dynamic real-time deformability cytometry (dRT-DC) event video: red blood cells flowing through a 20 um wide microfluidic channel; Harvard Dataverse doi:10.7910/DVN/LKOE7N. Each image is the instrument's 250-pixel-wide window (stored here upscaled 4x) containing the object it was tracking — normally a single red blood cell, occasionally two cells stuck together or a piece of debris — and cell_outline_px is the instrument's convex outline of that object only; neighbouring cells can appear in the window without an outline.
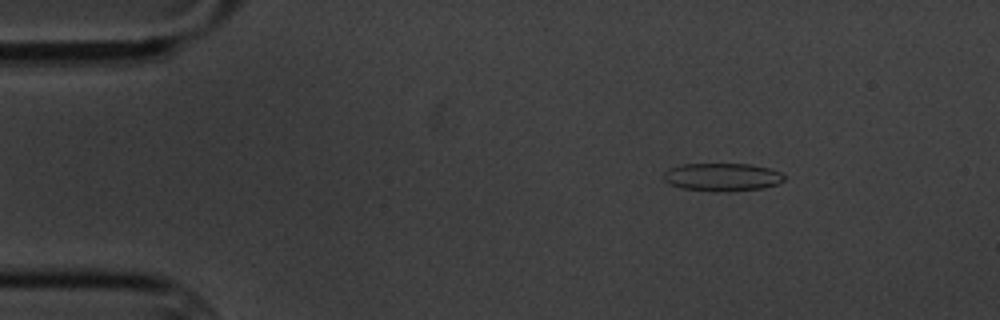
{"species": "common noctule bat (a hibernating species)", "species_latin": "Nyctalus noctula", "temperature_condition": "cold", "stored_images_in_passage": 9, "camera_frame_rate_fps": 3000, "um_per_image_px": 0.085, "animal": {"sex": "male", "body_mass_g": 20.1, "forearm_length_mm": 53.5}, "frame": {"image": 1, "passage_image": 3, "time_ms": 2.333, "image_size_px": [1000, 320], "cell_outline_px": [[784, 180], [776, 184], [764, 188], [728, 192], [716, 192], [680, 188], [668, 184], [664, 180], [664, 172], [668, 168], [680, 164], [752, 164], [768, 168], [780, 172], [784, 176]], "centroid_in_image_um": [61.35, 15.06], "position_along_channel_um": 23.6, "area_um2": 19.94}}
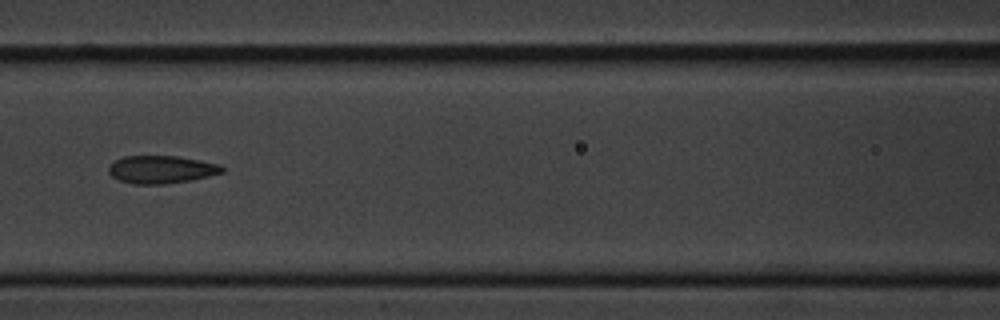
{"frame": {"image": 2, "passage_image": 8, "time_ms": 8.0, "image_size_px": [1000, 320], "cell_outline_px": [[224, 172], [208, 176], [188, 180], [164, 184], [132, 184], [120, 180], [112, 176], [108, 172], [108, 168], [116, 160], [124, 156], [176, 156], [200, 160], [220, 164], [224, 168]], "centroid_in_image_um": [13.72, 14.4], "position_along_channel_um": 152.9, "area_um2": 18.21}}
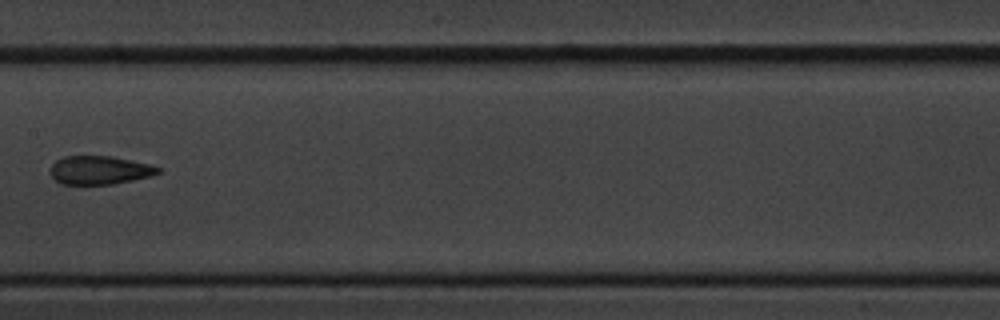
{"frame": {"image": 3, "passage_image": 9, "time_ms": 9.333, "image_size_px": [1000, 320], "cell_outline_px": [[160, 172], [148, 176], [132, 180], [112, 184], [60, 184], [52, 176], [52, 164], [56, 160], [64, 156], [112, 156], [152, 164], [160, 168]], "centroid_in_image_um": [8.47, 14.45], "position_along_channel_um": 198.9, "area_um2": 17.74}}